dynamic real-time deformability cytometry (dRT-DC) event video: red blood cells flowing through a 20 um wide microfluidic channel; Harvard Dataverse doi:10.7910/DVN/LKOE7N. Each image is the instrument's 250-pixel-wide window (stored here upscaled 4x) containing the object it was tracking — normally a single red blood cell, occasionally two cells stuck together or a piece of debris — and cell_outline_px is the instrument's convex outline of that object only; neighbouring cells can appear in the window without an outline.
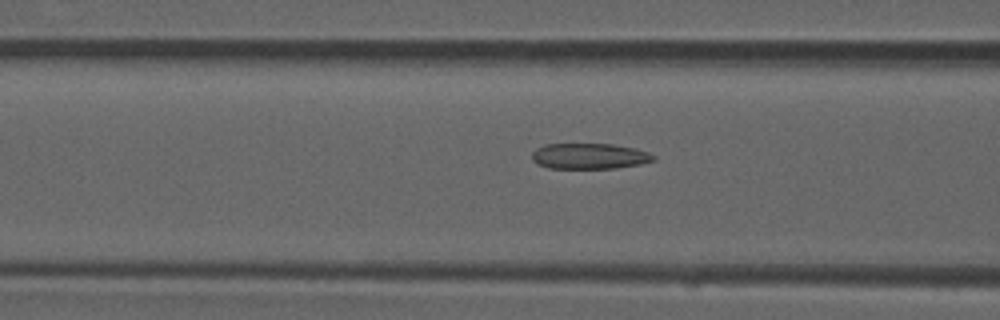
{"species": "common noctule bat (a hibernating species)", "species_latin": "Nyctalus noctula", "temperature_condition": "room temperature", "stored_images_in_passage": 31, "camera_frame_rate_fps": 3000, "um_per_image_px": 0.085, "animal": {"sex": "male", "forearm_length_mm": 52.5}, "frame": {"image": 1, "passage_image": 13, "time_ms": 4.0, "image_size_px": [1000, 320], "cell_outline_px": [[656, 160], [640, 164], [616, 168], [548, 168], [536, 164], [532, 160], [532, 152], [536, 148], [544, 144], [612, 144], [636, 148], [648, 152], [656, 156]], "centroid_in_image_um": [50.1, 13.27], "position_along_channel_um": 116.5, "area_um2": 18.38}}
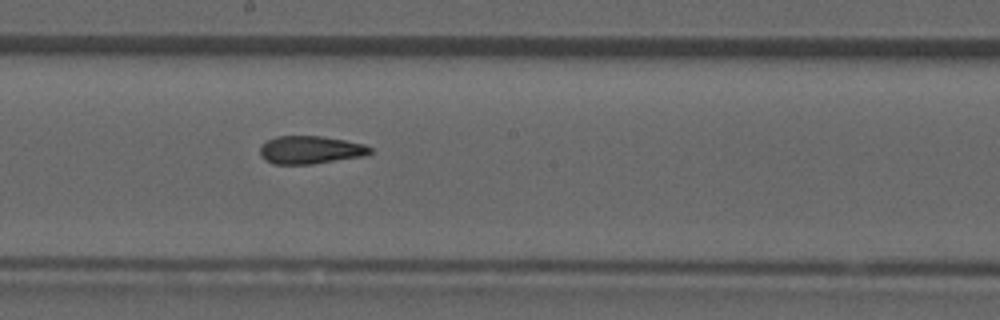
{"frame": {"image": 2, "passage_image": 21, "time_ms": 6.667, "image_size_px": [1000, 320], "cell_outline_px": [[372, 152], [368, 156], [312, 164], [272, 164], [264, 160], [260, 156], [260, 144], [276, 136], [320, 136], [344, 140], [364, 144], [372, 148]], "centroid_in_image_um": [26.38, 12.75], "position_along_channel_um": 221.8, "area_um2": 18.21}}
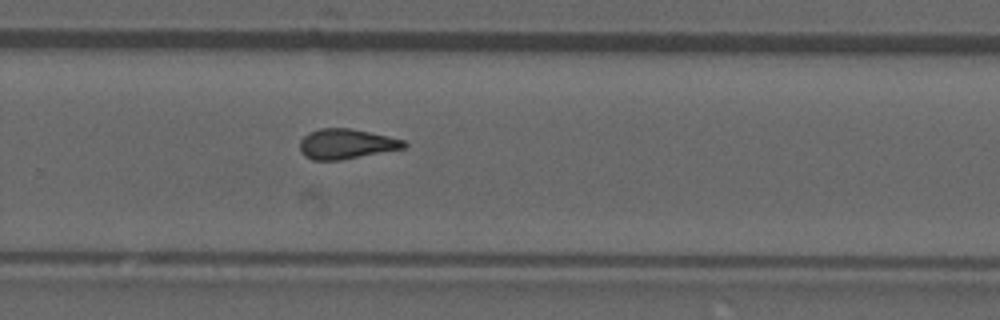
{"frame": {"image": 3, "passage_image": 27, "time_ms": 8.667, "image_size_px": [1000, 320], "cell_outline_px": [[408, 144], [404, 148], [340, 160], [312, 160], [304, 156], [300, 152], [300, 140], [308, 132], [320, 128], [348, 128], [388, 136], [404, 140]], "centroid_in_image_um": [29.39, 12.23], "position_along_channel_um": 300.4, "area_um2": 18.15}}